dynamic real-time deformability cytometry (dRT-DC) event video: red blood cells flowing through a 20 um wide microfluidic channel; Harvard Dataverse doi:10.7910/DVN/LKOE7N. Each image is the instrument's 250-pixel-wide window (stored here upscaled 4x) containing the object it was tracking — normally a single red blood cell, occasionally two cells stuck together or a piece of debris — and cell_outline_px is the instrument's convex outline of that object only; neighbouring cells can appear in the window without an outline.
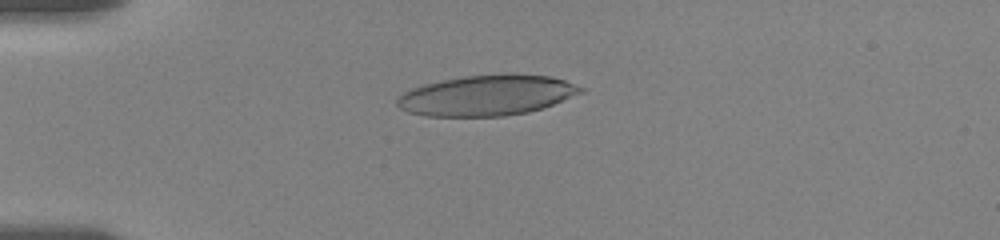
{"species": "human", "species_latin": "Homo sapiens", "temperature_condition": "room temperature", "stored_images_in_passage": 5, "camera_frame_rate_fps": 3000, "um_per_image_px": 0.085, "donor": {"sex": "female"}, "frame": {"image": 1, "passage_image": 4, "time_ms": 3.667, "image_size_px": [1000, 240], "cell_outline_px": [[584, 92], [552, 104], [528, 112], [504, 116], [424, 116], [408, 112], [400, 108], [396, 104], [396, 96], [412, 88], [424, 84], [464, 76], [512, 72], [548, 76], [564, 80], [584, 88]], "centroid_in_image_um": [41.36, 8.09], "position_along_channel_um": 43.6, "area_um2": 43.52}}